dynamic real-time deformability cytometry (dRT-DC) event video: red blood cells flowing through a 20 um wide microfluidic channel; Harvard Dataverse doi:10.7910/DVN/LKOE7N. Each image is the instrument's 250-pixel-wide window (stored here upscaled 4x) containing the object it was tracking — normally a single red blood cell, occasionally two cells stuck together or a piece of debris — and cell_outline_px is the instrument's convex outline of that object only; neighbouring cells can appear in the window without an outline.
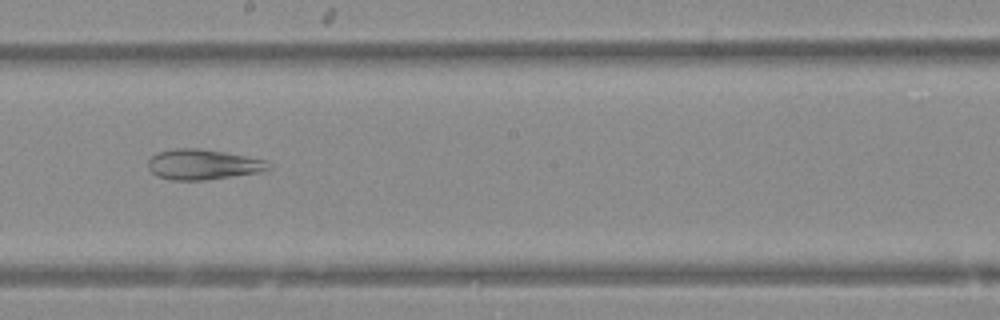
{"species": "Egyptian fruit bat (a non-hibernating species)", "species_latin": "Rousettus aegyptiacus", "temperature_condition": "warm", "stored_images_in_passage": 45, "camera_frame_rate_fps": 3000, "um_per_image_px": 0.085, "animal": {"sex": "female"}, "frame": {"image": 1, "passage_image": 23, "time_ms": 7.333, "image_size_px": [1000, 320], "cell_outline_px": [[272, 168], [260, 172], [208, 180], [172, 180], [156, 176], [148, 168], [148, 160], [156, 152], [172, 148], [200, 148], [224, 152], [264, 160], [272, 164]], "centroid_in_image_um": [17.23, 13.98], "position_along_channel_um": 231.0, "area_um2": 21.44}}
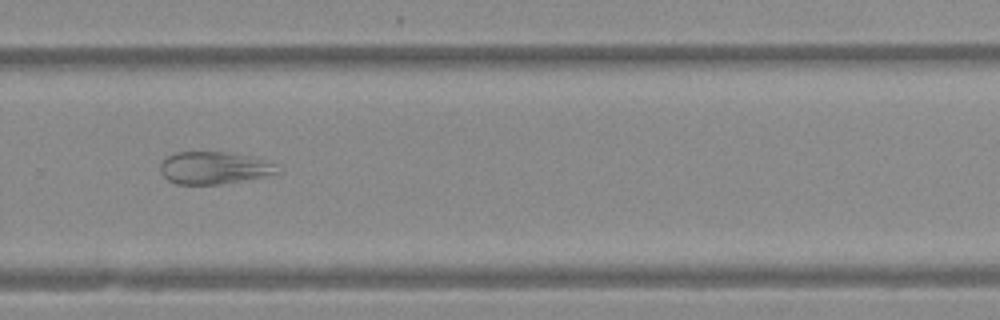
{"frame": {"image": 2, "passage_image": 29, "time_ms": 9.333, "image_size_px": [1000, 320], "cell_outline_px": [[280, 172], [264, 176], [220, 184], [176, 184], [168, 180], [160, 172], [160, 164], [164, 156], [176, 152], [228, 152], [256, 156], [276, 164]], "centroid_in_image_um": [18.18, 14.25], "position_along_channel_um": 311.6, "area_um2": 22.31}}
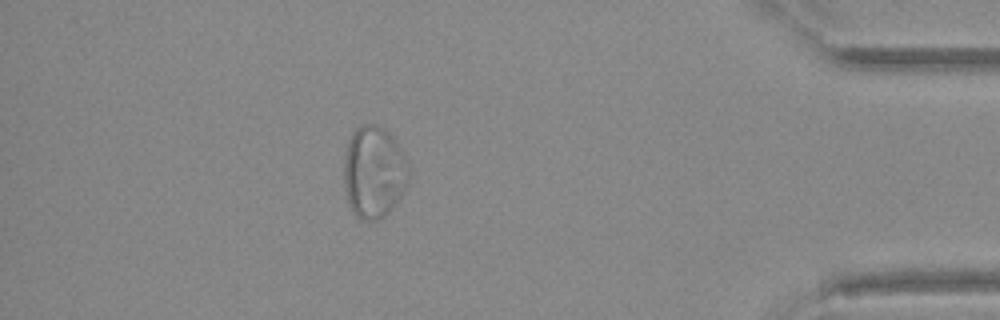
{"frame": {"image": 3, "passage_image": 39, "time_ms": 12.667, "image_size_px": [1000, 320], "cell_outline_px": [[408, 184], [400, 196], [388, 212], [380, 220], [364, 220], [356, 216], [348, 200], [344, 184], [344, 156], [352, 132], [360, 124], [372, 124], [384, 128], [396, 140], [408, 164]], "centroid_in_image_um": [31.78, 14.61], "position_along_channel_um": 403.4, "area_um2": 34.56}}